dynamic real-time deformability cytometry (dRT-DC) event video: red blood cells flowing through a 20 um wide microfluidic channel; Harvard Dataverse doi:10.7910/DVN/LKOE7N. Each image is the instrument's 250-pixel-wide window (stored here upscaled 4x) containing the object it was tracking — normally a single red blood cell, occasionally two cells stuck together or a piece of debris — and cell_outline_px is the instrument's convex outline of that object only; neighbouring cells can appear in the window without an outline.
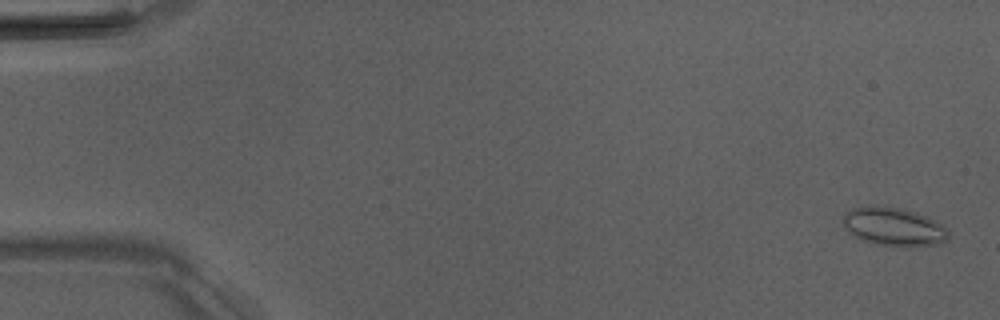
{"species": "Egyptian fruit bat (a non-hibernating species)", "species_latin": "Rousettus aegyptiacus", "temperature_condition": "room temperature", "stored_images_in_passage": 6, "camera_frame_rate_fps": 3000, "um_per_image_px": 0.085, "animal": {"sex": "male"}, "frame": {"image": 1, "passage_image": 1, "time_ms": 0.0, "image_size_px": [1000, 320], "cell_outline_px": [[948, 240], [944, 244], [908, 248], [876, 244], [860, 240], [848, 232], [844, 228], [844, 212], [852, 208], [900, 208], [924, 216], [944, 224], [948, 232]], "centroid_in_image_um": [76.02, 19.35], "position_along_channel_um": 9.0, "area_um2": 23.52}}